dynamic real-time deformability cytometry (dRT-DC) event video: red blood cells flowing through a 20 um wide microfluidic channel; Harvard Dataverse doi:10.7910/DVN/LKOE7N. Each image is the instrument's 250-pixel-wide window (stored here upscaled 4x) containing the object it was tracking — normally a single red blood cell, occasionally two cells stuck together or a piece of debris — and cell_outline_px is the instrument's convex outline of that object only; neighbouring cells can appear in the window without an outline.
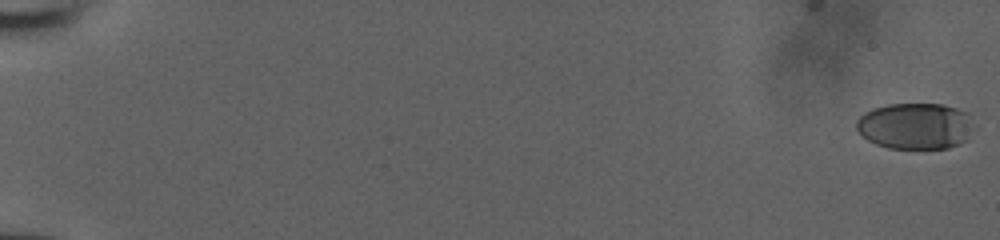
{"species": "human", "species_latin": "Homo sapiens", "temperature_condition": "room temperature", "stored_images_in_passage": 54, "camera_frame_rate_fps": 3000, "um_per_image_px": 0.085, "donor": {"sex": "male"}, "frame": {"image": 1, "passage_image": 1, "time_ms": 0.0, "image_size_px": [1000, 240], "cell_outline_px": [[968, 120], [964, 140], [960, 144], [948, 148], [888, 148], [876, 144], [868, 140], [856, 128], [856, 120], [864, 112], [872, 108], [888, 104], [944, 104], [968, 112]], "centroid_in_image_um": [77.69, 10.7], "position_along_channel_um": 7.3, "area_um2": 31.04}}
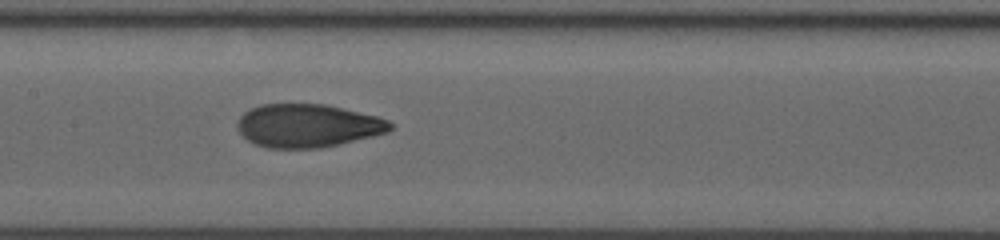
{"frame": {"image": 2, "passage_image": 30, "time_ms": 9.667, "image_size_px": [1000, 240], "cell_outline_px": [[392, 128], [388, 132], [340, 144], [320, 148], [268, 148], [256, 144], [248, 140], [236, 128], [236, 124], [240, 116], [248, 108], [260, 104], [324, 104], [376, 116], [388, 120], [392, 124]], "centroid_in_image_um": [26.12, 10.68], "position_along_channel_um": 181.3, "area_um2": 38.49}}
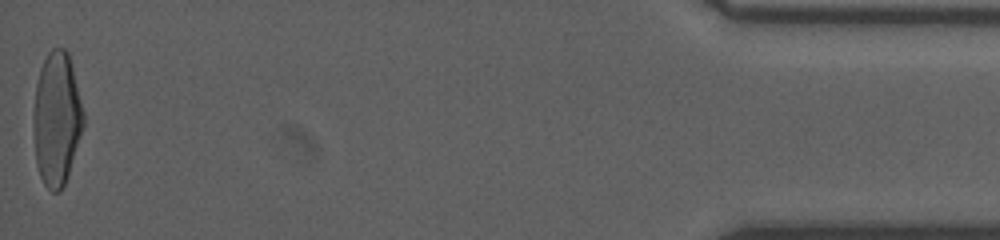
{"frame": {"image": 3, "passage_image": 54, "time_ms": 17.667, "image_size_px": [1000, 240], "cell_outline_px": [[84, 124], [68, 176], [60, 192], [52, 192], [44, 184], [40, 176], [36, 164], [32, 112], [36, 84], [40, 68], [48, 52], [52, 48], [64, 48], [68, 52], [84, 112]], "centroid_in_image_um": [4.8, 10.1], "position_along_channel_um": 430.4, "area_um2": 39.02}}